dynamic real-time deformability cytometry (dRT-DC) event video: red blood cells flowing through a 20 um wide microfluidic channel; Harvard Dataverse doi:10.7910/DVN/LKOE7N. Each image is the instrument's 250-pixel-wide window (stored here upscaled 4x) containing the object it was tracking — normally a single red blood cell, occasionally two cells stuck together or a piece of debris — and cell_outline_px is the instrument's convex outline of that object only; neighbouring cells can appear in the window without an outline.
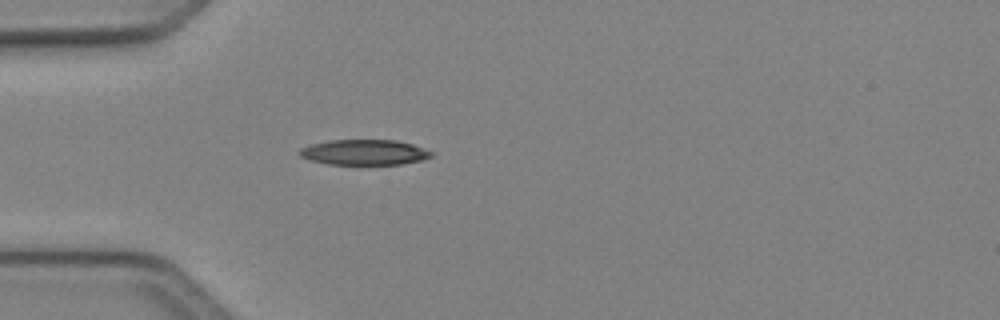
{"species": "Egyptian fruit bat (a non-hibernating species)", "species_latin": "Rousettus aegyptiacus", "temperature_condition": "cold", "stored_images_in_passage": 41, "camera_frame_rate_fps": 3000, "um_per_image_px": 0.085, "animal": {"sex": "female"}, "frame": {"image": 1, "passage_image": 6, "time_ms": 1.667, "image_size_px": [1000, 320], "cell_outline_px": [[432, 156], [424, 160], [400, 164], [328, 164], [312, 160], [300, 156], [300, 148], [312, 144], [332, 140], [396, 140], [412, 144], [432, 152]], "centroid_in_image_um": [30.99, 12.94], "position_along_channel_um": 54.0, "area_um2": 19.25}}
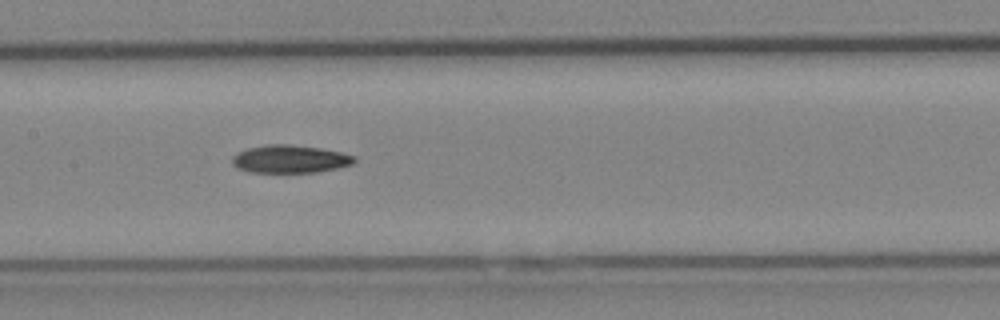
{"frame": {"image": 2, "passage_image": 16, "time_ms": 5.0, "image_size_px": [1000, 320], "cell_outline_px": [[356, 160], [352, 164], [336, 168], [316, 172], [248, 172], [236, 168], [232, 164], [232, 156], [236, 152], [248, 148], [268, 144], [288, 144], [320, 148], [340, 152], [356, 156]], "centroid_in_image_um": [24.61, 13.51], "position_along_channel_um": 182.8, "area_um2": 19.88}}
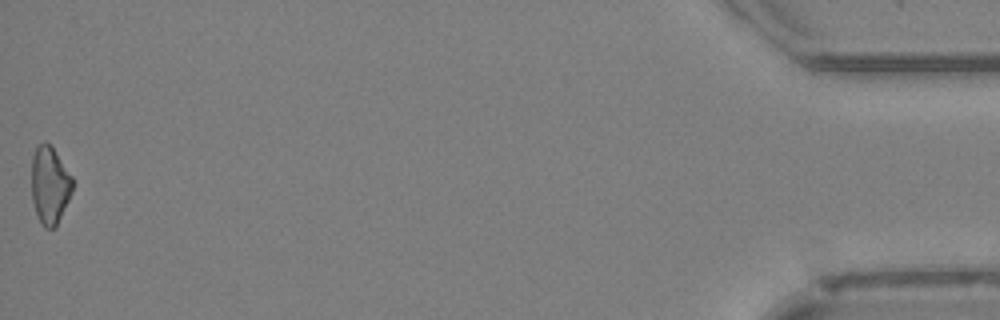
{"frame": {"image": 3, "passage_image": 41, "time_ms": 13.333, "image_size_px": [1000, 320], "cell_outline_px": [[72, 192], [56, 228], [44, 228], [36, 212], [32, 200], [32, 156], [36, 144], [44, 140], [52, 144], [72, 176]], "centroid_in_image_um": [4.23, 15.68], "position_along_channel_um": 431.0, "area_um2": 18.84}, "authors_computed_cell_mechanics": {"area_um2": 19.4786, "velocity_mm_per_s": 4.13, "shape_relaxation_time_tau1_ms": 5.6457, "shape_relaxation_time_tau2_ms": null, "deformation_change_tau1": 0.1448, "deformation_change_tau2": null}}